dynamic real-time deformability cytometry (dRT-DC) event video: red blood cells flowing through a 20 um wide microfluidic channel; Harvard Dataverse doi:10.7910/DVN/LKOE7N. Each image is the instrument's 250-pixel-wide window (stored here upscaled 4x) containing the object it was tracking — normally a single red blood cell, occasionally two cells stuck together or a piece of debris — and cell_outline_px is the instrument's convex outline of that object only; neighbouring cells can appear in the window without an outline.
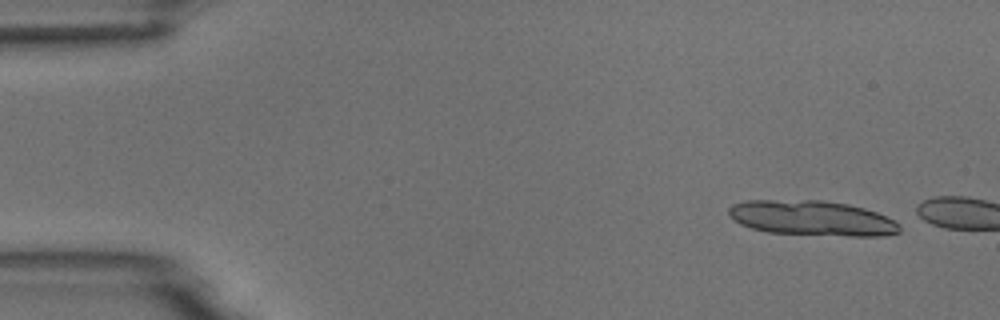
{"species": "common noctule bat (a hibernating species)", "species_latin": "Nyctalus noctula", "temperature_condition": "room temperature", "stored_images_in_passage": 2, "camera_frame_rate_fps": 3000, "um_per_image_px": 0.085, "animal": {"sex": "male", "body_mass_g": 18.8}, "frame": {"image": 1, "passage_image": 1, "time_ms": 0.0, "image_size_px": [1000, 320], "cell_outline_px": [[900, 232], [884, 236], [848, 236], [768, 232], [752, 228], [740, 224], [732, 220], [728, 212], [728, 208], [732, 204], [748, 200], [824, 200], [848, 204], [864, 208], [888, 216], [900, 224]], "centroid_in_image_um": [69.03, 18.54], "position_along_channel_um": 16.0, "area_um2": 35.14}}